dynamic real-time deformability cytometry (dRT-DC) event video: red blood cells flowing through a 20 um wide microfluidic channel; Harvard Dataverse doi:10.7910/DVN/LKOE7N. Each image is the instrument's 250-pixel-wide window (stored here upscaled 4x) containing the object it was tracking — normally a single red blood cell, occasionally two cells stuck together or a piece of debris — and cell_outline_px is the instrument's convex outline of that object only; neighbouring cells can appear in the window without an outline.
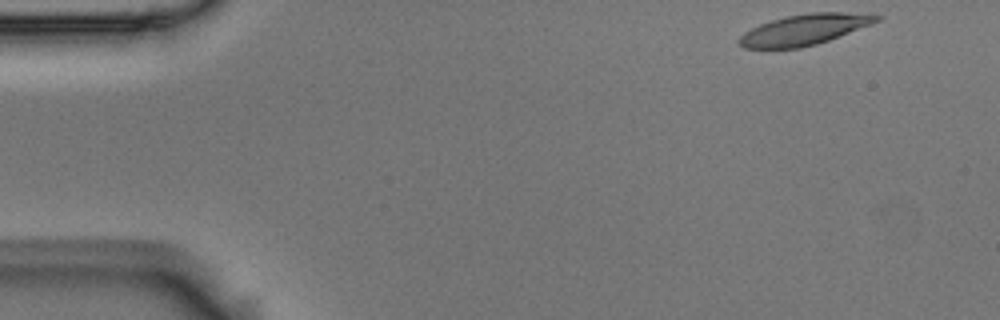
{"species": "Egyptian fruit bat (a non-hibernating species)", "species_latin": "Rousettus aegyptiacus", "temperature_condition": "room temperature", "stored_images_in_passage": 50, "camera_frame_rate_fps": 3000, "um_per_image_px": 0.085, "animal": {"sex": "male"}, "frame": {"image": 1, "passage_image": 1, "time_ms": 0.0, "image_size_px": [1000, 320], "cell_outline_px": [[884, 16], [880, 20], [872, 24], [828, 40], [816, 44], [800, 48], [744, 48], [736, 44], [736, 40], [744, 32], [760, 24], [772, 20], [788, 16], [808, 12], [872, 12]], "centroid_in_image_um": [68.43, 2.5], "position_along_channel_um": 16.6, "area_um2": 24.91}}
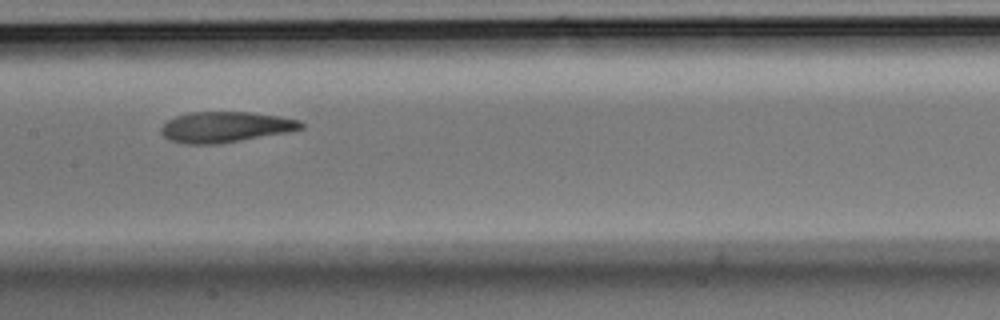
{"frame": {"image": 2, "passage_image": 23, "time_ms": 7.333, "image_size_px": [1000, 320], "cell_outline_px": [[304, 128], [288, 132], [216, 144], [184, 144], [168, 140], [160, 132], [160, 128], [168, 120], [176, 116], [188, 112], [252, 112], [280, 116], [300, 120], [304, 124]], "centroid_in_image_um": [19.15, 10.79], "position_along_channel_um": 188.3, "area_um2": 25.09}}
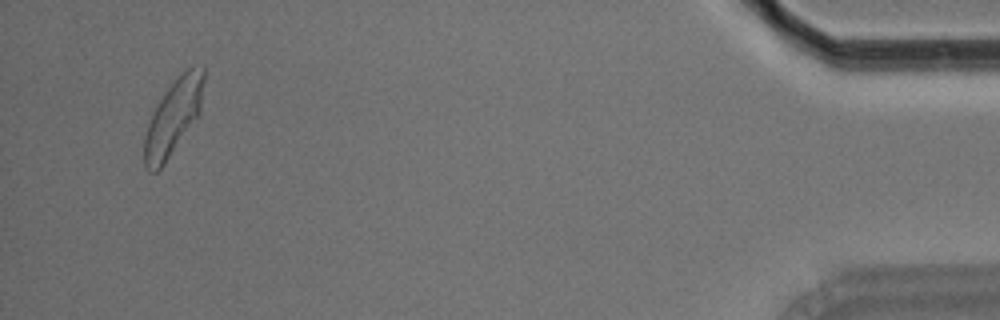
{"frame": {"image": 3, "passage_image": 48, "time_ms": 15.667, "image_size_px": [1000, 320], "cell_outline_px": [[204, 80], [200, 116], [164, 164], [156, 172], [148, 172], [144, 164], [144, 136], [152, 112], [156, 104], [164, 92], [188, 68], [204, 68]], "centroid_in_image_um": [14.72, 10.02], "position_along_channel_um": 420.5, "area_um2": 26.07}, "authors_computed_cell_mechanics": {"area_um2": 25.432, "velocity_mm_per_s": 3.7162, "shape_relaxation_time_tau1_ms": 4.9943, "shape_relaxation_time_tau2_ms": 2.3691, "deformation_change_tau1": 0.2019, "deformation_change_tau2": 0.1002}}